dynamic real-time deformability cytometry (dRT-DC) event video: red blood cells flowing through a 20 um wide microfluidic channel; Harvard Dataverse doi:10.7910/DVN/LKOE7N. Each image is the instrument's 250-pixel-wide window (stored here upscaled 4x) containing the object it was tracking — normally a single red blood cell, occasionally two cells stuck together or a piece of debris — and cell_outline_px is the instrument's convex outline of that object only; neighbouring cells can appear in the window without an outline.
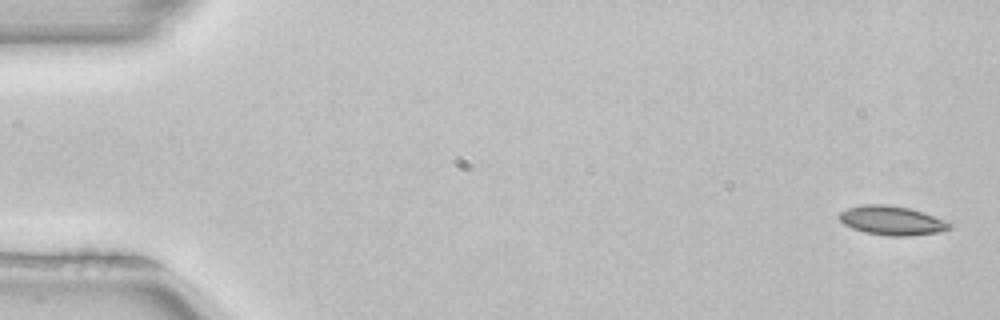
{"species": "common noctule bat (a hibernating species)", "species_latin": "Nyctalus noctula", "temperature_condition": "room temperature", "stored_images_in_passage": 4, "camera_frame_rate_fps": 3000, "um_per_image_px": 0.085, "animal": {"sex": "female", "body_mass_g": 22.7, "forearm_length_mm": 54.2}, "frame": {"image": 1, "passage_image": 1, "time_ms": 0.0, "image_size_px": [1000, 320], "cell_outline_px": [[956, 224], [952, 228], [940, 232], [908, 236], [888, 236], [864, 232], [852, 228], [844, 224], [836, 216], [840, 212], [848, 208], [864, 204], [888, 204], [908, 208]], "centroid_in_image_um": [75.8, 18.75], "position_along_channel_um": 9.2, "area_um2": 18.79}}
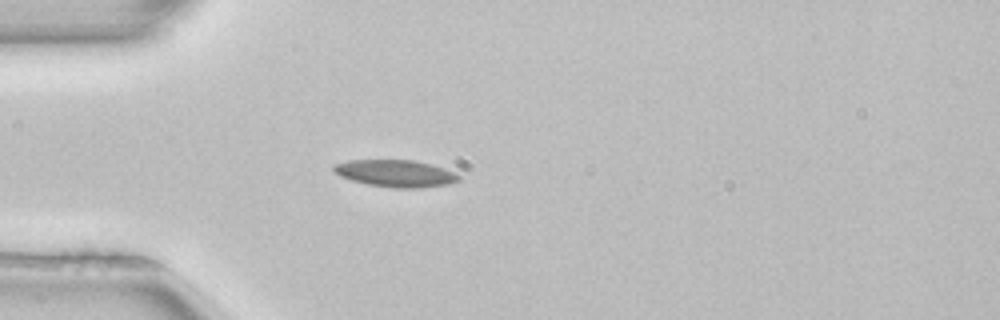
{"frame": {"image": 2, "passage_image": 4, "time_ms": 1.0, "image_size_px": [1000, 320], "cell_outline_px": [[460, 180], [448, 184], [420, 188], [392, 188], [368, 184], [352, 180], [340, 176], [332, 168], [332, 164], [348, 160], [412, 160], [432, 164], [444, 168], [460, 176]], "centroid_in_image_um": [33.61, 14.73], "position_along_channel_um": 51.4, "area_um2": 19.71}}